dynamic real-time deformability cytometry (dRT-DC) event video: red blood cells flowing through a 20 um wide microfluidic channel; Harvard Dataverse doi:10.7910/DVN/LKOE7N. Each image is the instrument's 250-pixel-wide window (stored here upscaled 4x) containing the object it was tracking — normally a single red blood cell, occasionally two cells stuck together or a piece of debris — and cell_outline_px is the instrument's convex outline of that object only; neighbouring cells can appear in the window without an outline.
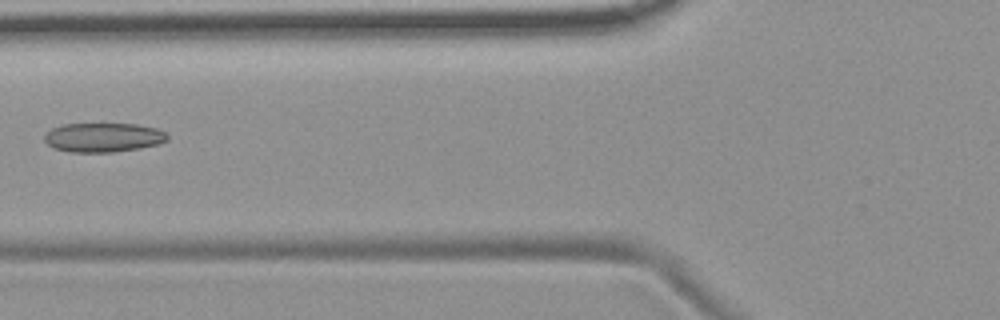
{"species": "common noctule bat (a hibernating species)", "species_latin": "Nyctalus noctula", "temperature_condition": "room temperature", "stored_images_in_passage": 7, "camera_frame_rate_fps": 3000, "um_per_image_px": 0.085, "animal": {"sex": "female", "body_mass_g": 19.9}, "frame": {"image": 1, "passage_image": 6, "time_ms": 6.0, "image_size_px": [1000, 320], "cell_outline_px": [[168, 140], [160, 144], [140, 148], [112, 152], [68, 152], [52, 148], [44, 140], [44, 136], [52, 128], [64, 124], [136, 124], [156, 128], [168, 132]], "centroid_in_image_um": [8.81, 11.69], "position_along_channel_um": 117.0, "area_um2": 21.1}}
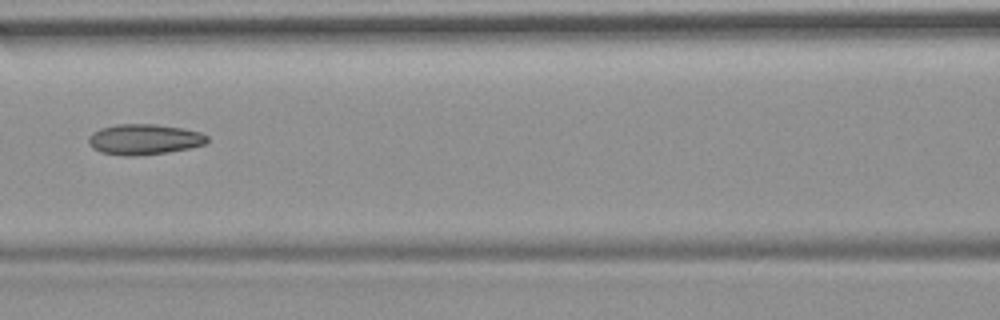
{"frame": {"image": 2, "passage_image": 7, "time_ms": 7.0, "image_size_px": [1000, 320], "cell_outline_px": [[208, 140], [204, 144], [188, 148], [168, 152], [136, 156], [124, 156], [100, 152], [92, 148], [88, 144], [88, 136], [92, 132], [100, 128], [116, 124], [156, 124], [180, 128], [200, 132], [208, 136]], "centroid_in_image_um": [12.2, 11.85], "position_along_channel_um": 154.4, "area_um2": 21.21}}